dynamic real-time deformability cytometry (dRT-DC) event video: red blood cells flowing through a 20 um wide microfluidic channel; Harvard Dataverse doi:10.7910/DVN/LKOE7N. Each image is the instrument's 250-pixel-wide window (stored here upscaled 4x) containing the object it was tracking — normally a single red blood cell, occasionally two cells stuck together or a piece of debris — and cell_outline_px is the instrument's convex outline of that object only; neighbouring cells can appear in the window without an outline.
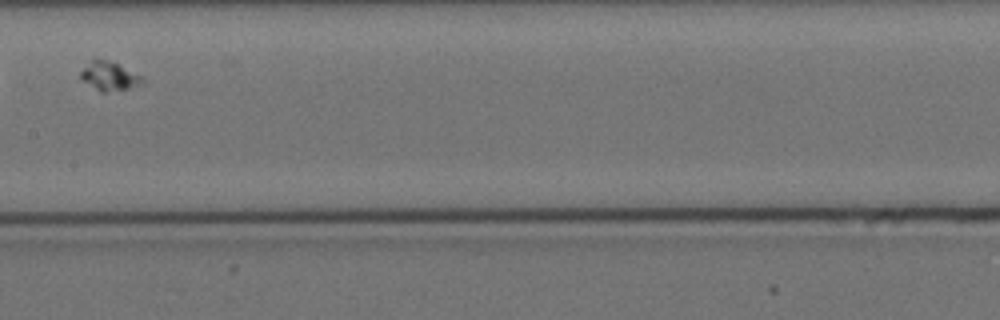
{"species": "Egyptian fruit bat (a non-hibernating species)", "species_latin": "Rousettus aegyptiacus", "temperature_condition": "cold", "stored_images_in_passage": 5, "camera_frame_rate_fps": 3000, "um_per_image_px": 0.085, "animal": {"sex": "female"}, "frame": {"image": 1, "passage_image": 5, "time_ms": 4.667, "image_size_px": [1000, 320], "cell_outline_px": [[144, 84], [128, 88], [104, 92], [100, 92], [80, 80], [80, 72], [92, 56], [96, 56], [116, 64], [144, 76]], "centroid_in_image_um": [9.25, 6.44], "position_along_channel_um": 198.1, "area_um2": 10.64}}